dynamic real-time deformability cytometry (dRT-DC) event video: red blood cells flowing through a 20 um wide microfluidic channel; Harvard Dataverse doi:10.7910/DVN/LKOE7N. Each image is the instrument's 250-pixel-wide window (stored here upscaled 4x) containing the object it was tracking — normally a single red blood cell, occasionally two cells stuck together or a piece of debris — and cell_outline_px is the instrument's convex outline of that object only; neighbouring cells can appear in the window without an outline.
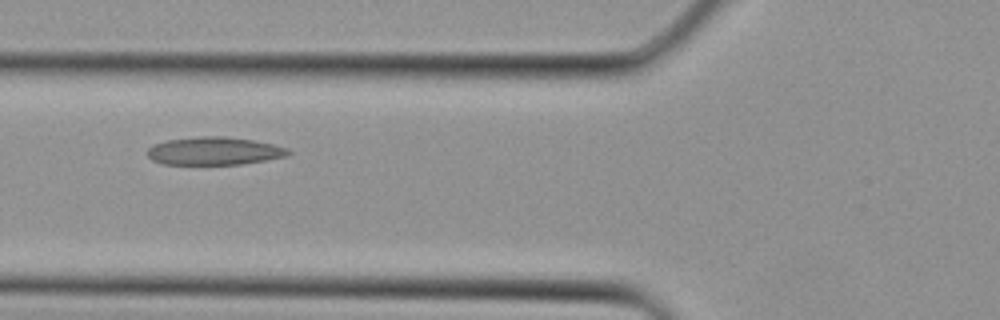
{"species": "Egyptian fruit bat (a non-hibernating species)", "species_latin": "Rousettus aegyptiacus", "temperature_condition": "cold", "stored_images_in_passage": 3, "camera_frame_rate_fps": 3000, "um_per_image_px": 0.085, "animal": {"sex": "female"}, "frame": {"image": 1, "passage_image": 3, "time_ms": 0.667, "image_size_px": [1000, 320], "cell_outline_px": [[292, 152], [288, 156], [240, 164], [164, 164], [152, 160], [148, 156], [148, 148], [156, 144], [168, 140], [200, 136], [224, 136], [252, 140], [272, 144], [288, 148]], "centroid_in_image_um": [18.23, 12.83], "position_along_channel_um": 107.6, "area_um2": 22.72}}